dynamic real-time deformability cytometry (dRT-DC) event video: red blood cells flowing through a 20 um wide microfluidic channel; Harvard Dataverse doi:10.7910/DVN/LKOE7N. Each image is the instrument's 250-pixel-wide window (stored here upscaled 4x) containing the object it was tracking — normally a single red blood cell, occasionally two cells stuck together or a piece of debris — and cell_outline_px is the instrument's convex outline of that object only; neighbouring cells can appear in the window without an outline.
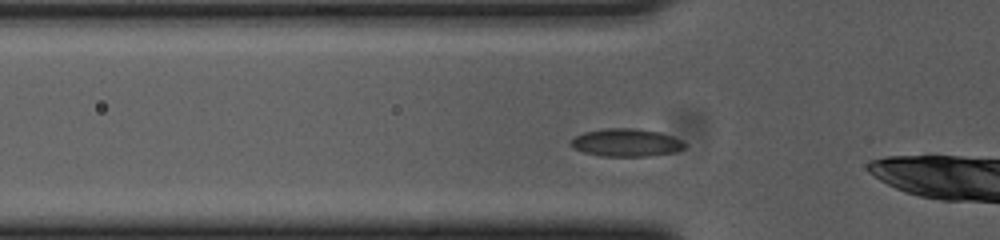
{"species": "common noctule bat (a hibernating species)", "species_latin": "Nyctalus noctula", "temperature_condition": "cold", "stored_images_in_passage": 29, "camera_frame_rate_fps": 3000, "um_per_image_px": 0.085, "animal": {"sex": "female", "body_mass_g": 23.0, "forearm_length_mm": 53.4}, "frame": {"image": 1, "passage_image": 3, "time_ms": 0.667, "image_size_px": [1000, 240], "cell_outline_px": [[688, 144], [684, 148], [672, 152], [648, 156], [600, 156], [584, 152], [572, 148], [572, 140], [576, 136], [584, 132], [604, 128], [636, 128], [660, 132], [672, 136]], "centroid_in_image_um": [53.23, 12.11], "position_along_channel_um": 72.6, "area_um2": 18.38}}
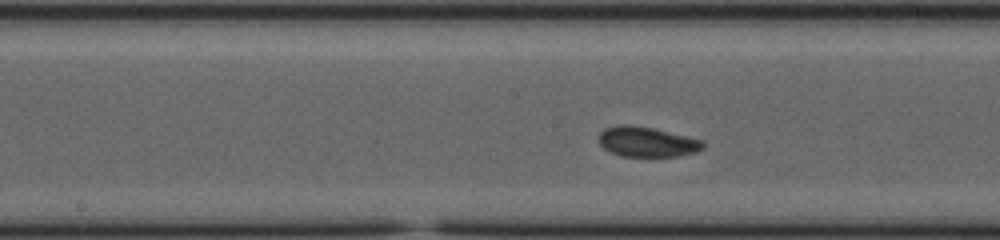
{"frame": {"image": 2, "passage_image": 13, "time_ms": 4.0, "image_size_px": [1000, 240], "cell_outline_px": [[704, 148], [696, 152], [680, 156], [620, 156], [604, 148], [600, 144], [600, 132], [604, 128], [620, 124], [628, 124], [652, 128], [704, 140]], "centroid_in_image_um": [55.01, 12.05], "position_along_channel_um": 193.2, "area_um2": 18.21}}
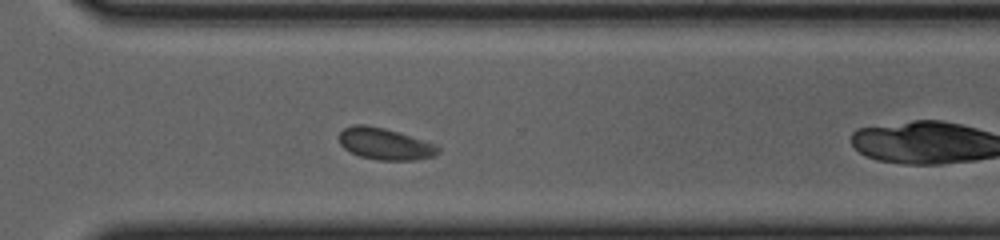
{"frame": {"image": 3, "passage_image": 25, "time_ms": 8.0, "image_size_px": [1000, 240], "cell_outline_px": [[440, 152], [436, 156], [412, 160], [376, 160], [360, 156], [344, 148], [340, 144], [340, 132], [344, 128], [352, 124], [364, 124], [384, 128], [400, 132], [436, 144], [440, 148]], "centroid_in_image_um": [32.75, 12.22], "position_along_channel_um": 337.9, "area_um2": 18.38}, "authors_computed_cell_mechanics": {"area_um2": 18.207, "velocity_mm_per_s": 3.6166, "shape_relaxation_time_tau1_ms": null, "shape_relaxation_time_tau2_ms": 1.6703, "deformation_change_tau1": null, "deformation_change_tau2": 0.0492}}